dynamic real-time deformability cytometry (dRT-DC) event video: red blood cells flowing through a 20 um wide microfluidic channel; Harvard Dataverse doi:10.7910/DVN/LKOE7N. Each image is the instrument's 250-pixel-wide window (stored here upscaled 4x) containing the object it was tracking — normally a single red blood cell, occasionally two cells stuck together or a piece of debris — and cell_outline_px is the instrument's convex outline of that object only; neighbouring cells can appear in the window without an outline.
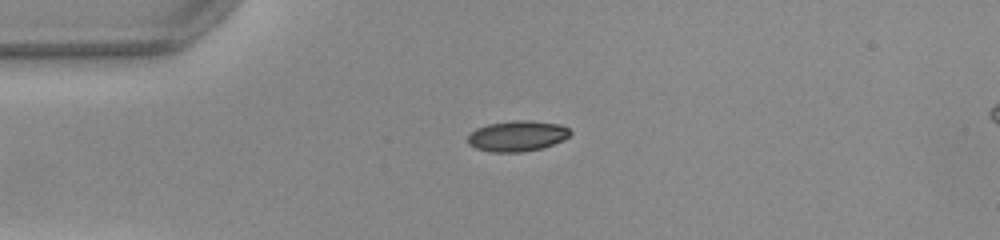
{"species": "common noctule bat (a hibernating species)", "species_latin": "Nyctalus noctula", "temperature_condition": "warm", "stored_images_in_passage": 39, "camera_frame_rate_fps": 3000, "um_per_image_px": 0.085, "animal": {"sex": "female", "body_mass_g": 22.0, "forearm_length_mm": 56.7}, "frame": {"image": 1, "passage_image": 1, "time_ms": 0.0, "image_size_px": [1000, 240], "cell_outline_px": [[572, 132], [564, 140], [544, 148], [524, 152], [492, 152], [476, 148], [468, 144], [468, 136], [476, 128], [488, 124], [512, 120], [532, 120], [560, 124], [568, 128]], "centroid_in_image_um": [43.99, 11.56], "position_along_channel_um": 41.0, "area_um2": 18.5}}
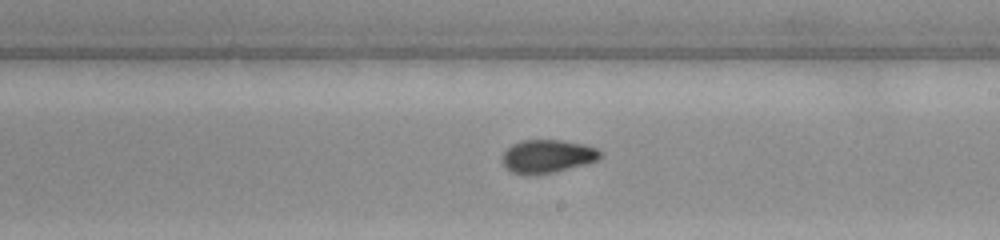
{"frame": {"image": 2, "passage_image": 18, "time_ms": 5.667, "image_size_px": [1000, 240], "cell_outline_px": [[600, 156], [596, 160], [584, 164], [552, 172], [532, 176], [528, 176], [512, 172], [504, 168], [500, 160], [504, 152], [512, 144], [524, 140], [560, 140], [584, 144], [596, 148], [600, 152]], "centroid_in_image_um": [46.45, 13.29], "position_along_channel_um": 242.6, "area_um2": 18.96}}
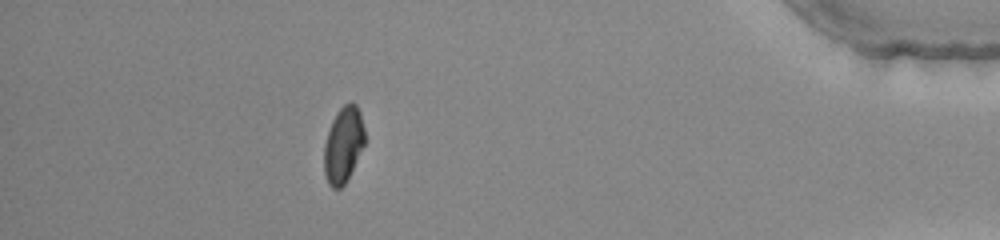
{"frame": {"image": 3, "passage_image": 34, "time_ms": 11.0, "image_size_px": [1000, 240], "cell_outline_px": [[364, 144], [348, 180], [340, 188], [332, 188], [328, 184], [324, 172], [324, 144], [332, 120], [336, 112], [344, 104], [352, 100], [356, 104], [360, 112], [364, 128]], "centroid_in_image_um": [29.18, 12.29], "position_along_channel_um": 406.0, "area_um2": 18.09}, "authors_computed_cell_mechanics": {"area_um2": 18.6116, "velocity_mm_per_s": 4.0136, "shape_relaxation_time_tau1_ms": 4.8399, "shape_relaxation_time_tau2_ms": 1.3445, "deformation_change_tau1": 0.1527, "deformation_change_tau2": 0.0438}}